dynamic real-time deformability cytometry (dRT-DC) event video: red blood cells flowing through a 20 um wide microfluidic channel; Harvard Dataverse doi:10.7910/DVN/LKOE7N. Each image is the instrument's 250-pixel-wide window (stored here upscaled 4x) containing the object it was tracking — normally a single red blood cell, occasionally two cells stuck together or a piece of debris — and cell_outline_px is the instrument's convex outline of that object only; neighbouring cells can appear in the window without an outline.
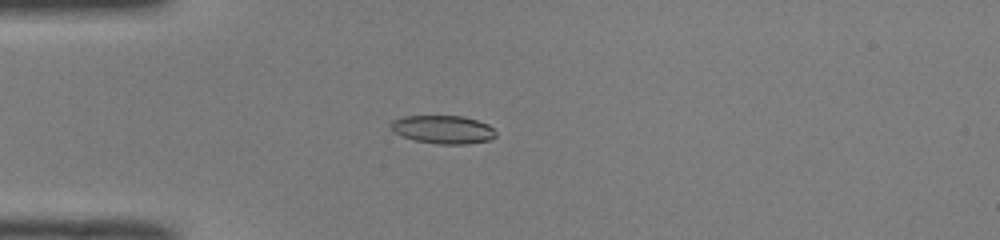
{"species": "common noctule bat (a hibernating species)", "species_latin": "Nyctalus noctula", "temperature_condition": "room temperature", "stored_images_in_passage": 41, "camera_frame_rate_fps": 3000, "um_per_image_px": 0.085, "animal": {"sex": "male", "body_mass_g": 19.0, "forearm_length_mm": 50.8}, "frame": {"image": 1, "passage_image": 5, "time_ms": 1.333, "image_size_px": [1000, 240], "cell_outline_px": [[496, 136], [488, 140], [468, 144], [440, 144], [416, 140], [404, 136], [396, 132], [388, 124], [392, 120], [404, 116], [464, 116], [488, 124], [496, 132]], "centroid_in_image_um": [37.67, 11.0], "position_along_channel_um": 47.3, "area_um2": 17.11}}
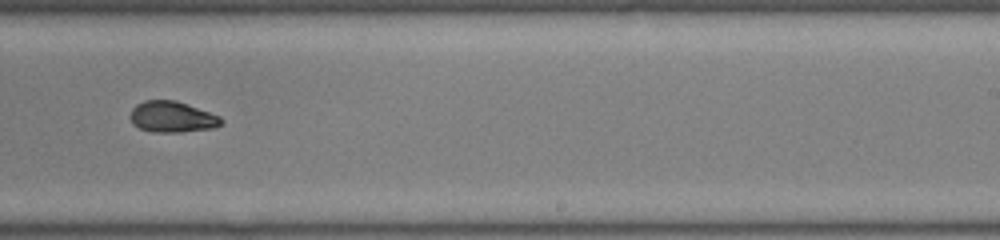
{"frame": {"image": 2, "passage_image": 23, "time_ms": 7.333, "image_size_px": [1000, 240], "cell_outline_px": [[224, 120], [216, 128], [180, 132], [152, 132], [140, 128], [132, 124], [128, 116], [132, 108], [136, 104], [144, 100], [176, 100], [220, 116]], "centroid_in_image_um": [14.6, 9.93], "position_along_channel_um": 274.4, "area_um2": 16.65}}
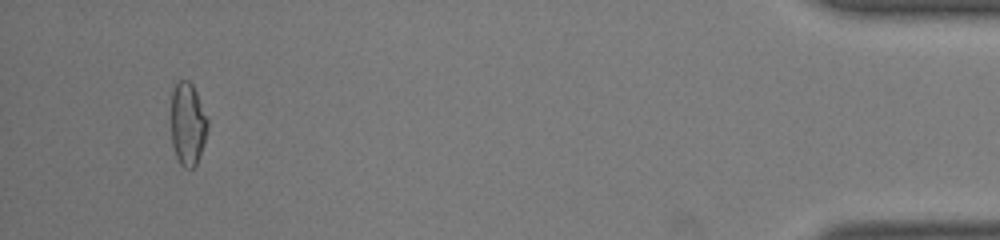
{"frame": {"image": 3, "passage_image": 39, "time_ms": 12.667, "image_size_px": [1000, 240], "cell_outline_px": [[208, 128], [204, 144], [196, 164], [192, 168], [184, 168], [180, 164], [176, 156], [172, 144], [172, 88], [180, 80], [188, 80], [192, 84], [196, 92], [208, 120]], "centroid_in_image_um": [15.96, 10.55], "position_along_channel_um": 419.2, "area_um2": 17.51}, "authors_computed_cell_mechanics": {"area_um2": 17.2244, "velocity_mm_per_s": 4.0527, "shape_relaxation_time_tau1_ms": null, "shape_relaxation_time_tau2_ms": 3.2055, "deformation_change_tau1": null, "deformation_change_tau2": 0.0733}}